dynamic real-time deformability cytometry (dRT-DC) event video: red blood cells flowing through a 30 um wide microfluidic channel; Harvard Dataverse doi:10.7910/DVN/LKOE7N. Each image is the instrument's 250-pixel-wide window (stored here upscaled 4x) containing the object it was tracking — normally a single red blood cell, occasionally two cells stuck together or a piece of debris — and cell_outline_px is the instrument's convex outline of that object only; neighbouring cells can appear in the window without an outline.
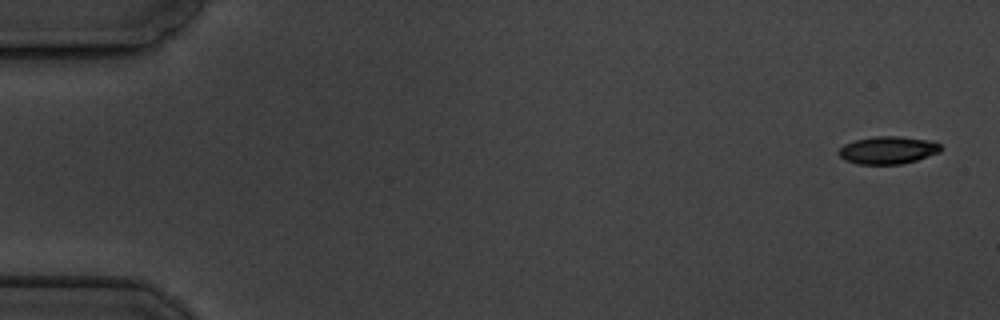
{"species": "common noctule bat (a hibernating species)", "species_latin": "Nyctalus noctula", "temperature_condition": "cold", "stored_images_in_passage": 8, "camera_frame_rate_fps": 3000, "um_per_image_px": 0.085, "animal": {"sex": "male", "body_mass_g": 19.5, "forearm_length_mm": 54.6}, "frame": {"image": 1, "passage_image": 1, "time_ms": 0.0, "image_size_px": [1000, 320], "cell_outline_px": [[944, 148], [940, 152], [916, 160], [900, 164], [856, 164], [844, 160], [836, 152], [844, 144], [856, 140], [876, 136], [900, 136], [936, 140]], "centroid_in_image_um": [75.51, 12.75], "position_along_channel_um": 9.5, "area_um2": 16.7}}
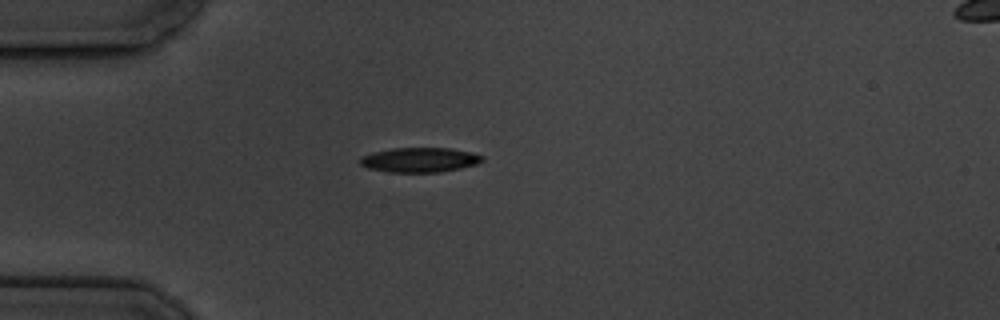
{"frame": {"image": 2, "passage_image": 5, "time_ms": 4.667, "image_size_px": [1000, 320], "cell_outline_px": [[484, 160], [476, 164], [460, 168], [440, 172], [388, 172], [368, 168], [360, 164], [360, 156], [372, 152], [392, 148], [452, 148], [472, 152], [484, 156]], "centroid_in_image_um": [35.67, 13.58], "position_along_channel_um": 49.3, "area_um2": 17.69}}
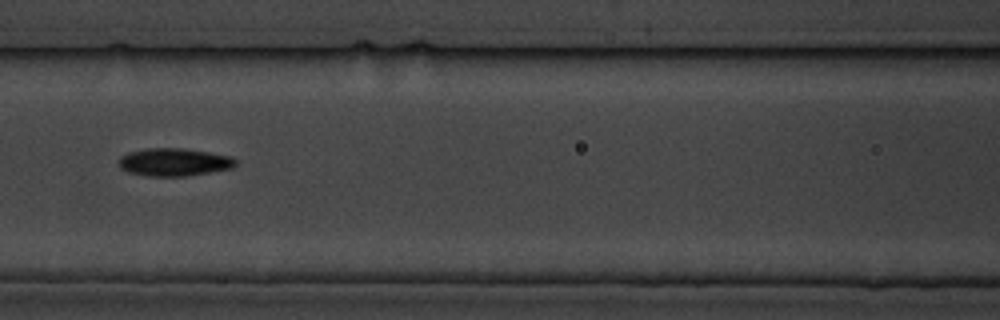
{"frame": {"image": 3, "passage_image": 8, "time_ms": 8.0, "image_size_px": [1000, 320], "cell_outline_px": [[236, 164], [232, 168], [184, 176], [148, 176], [128, 172], [120, 168], [120, 156], [128, 152], [148, 148], [184, 148], [232, 156], [236, 160]], "centroid_in_image_um": [14.79, 13.77], "position_along_channel_um": 151.8, "area_um2": 18.84}}